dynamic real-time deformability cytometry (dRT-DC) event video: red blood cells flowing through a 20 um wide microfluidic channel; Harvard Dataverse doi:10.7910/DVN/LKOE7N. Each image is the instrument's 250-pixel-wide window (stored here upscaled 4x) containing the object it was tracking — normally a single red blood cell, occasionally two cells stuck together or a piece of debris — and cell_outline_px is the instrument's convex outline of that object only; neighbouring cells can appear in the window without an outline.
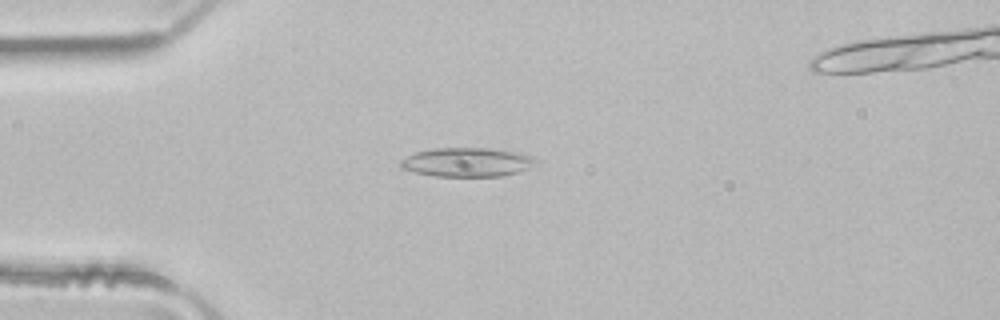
{"species": "common noctule bat (a hibernating species)", "species_latin": "Nyctalus noctula", "temperature_condition": "room temperature", "stored_images_in_passage": 4, "camera_frame_rate_fps": 3000, "um_per_image_px": 0.085, "animal": {"sex": "male", "body_mass_g": 21.5, "forearm_length_mm": 52.0}, "frame": {"image": 1, "passage_image": 4, "time_ms": 1.0, "image_size_px": [1000, 320], "cell_outline_px": [[536, 164], [528, 168], [516, 172], [500, 176], [436, 176], [416, 172], [400, 168], [400, 160], [416, 152], [432, 148], [488, 148], [516, 152], [532, 156], [536, 160]], "centroid_in_image_um": [39.68, 13.78], "position_along_channel_um": 45.3, "area_um2": 22.66}}